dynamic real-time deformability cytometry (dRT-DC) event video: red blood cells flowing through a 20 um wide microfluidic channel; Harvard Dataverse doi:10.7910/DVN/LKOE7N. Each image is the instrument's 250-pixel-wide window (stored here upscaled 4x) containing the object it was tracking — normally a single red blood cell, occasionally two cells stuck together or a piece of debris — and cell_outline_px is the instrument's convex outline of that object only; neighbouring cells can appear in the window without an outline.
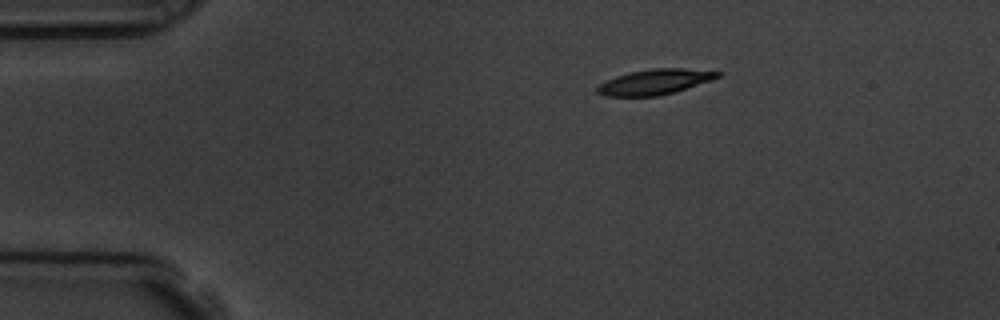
{"species": "common noctule bat (a hibernating species)", "species_latin": "Nyctalus noctula", "temperature_condition": "room temperature", "stored_images_in_passage": 45, "camera_frame_rate_fps": 3000, "um_per_image_px": 0.085, "animal": {"sex": "male", "body_mass_g": 19.5, "forearm_length_mm": 54.6}, "frame": {"image": 1, "passage_image": 1, "time_ms": 0.0, "image_size_px": [1000, 320], "cell_outline_px": [[724, 72], [720, 76], [712, 80], [660, 96], [604, 96], [596, 92], [596, 88], [600, 84], [616, 76], [628, 72], [652, 68], [684, 68]], "centroid_in_image_um": [55.67, 6.95], "position_along_channel_um": 29.3, "area_um2": 17.74}}
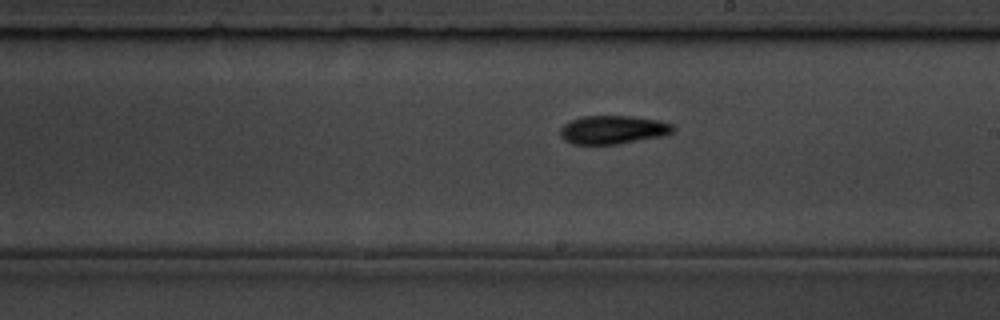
{"frame": {"image": 2, "passage_image": 22, "time_ms": 7.0, "image_size_px": [1000, 320], "cell_outline_px": [[676, 128], [672, 132], [664, 136], [616, 144], [572, 144], [564, 140], [560, 136], [560, 128], [564, 124], [572, 120], [584, 116], [632, 116], [660, 120], [672, 124]], "centroid_in_image_um": [52.12, 11.03], "position_along_channel_um": 236.9, "area_um2": 18.79}}
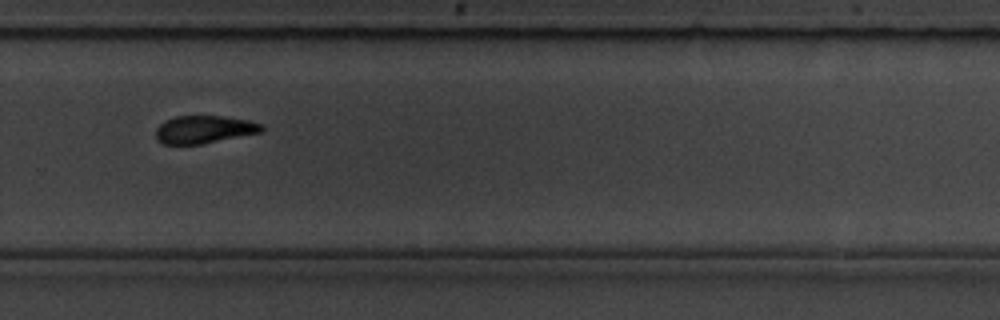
{"frame": {"image": 3, "passage_image": 28, "time_ms": 9.0, "image_size_px": [1000, 320], "cell_outline_px": [[264, 128], [260, 132], [200, 144], [164, 144], [156, 140], [156, 128], [164, 120], [176, 116], [224, 116], [248, 120], [260, 124]], "centroid_in_image_um": [17.29, 10.99], "position_along_channel_um": 312.5, "area_um2": 16.94}, "authors_computed_cell_mechanics": {"area_um2": 17.8024, "velocity_mm_per_s": 3.7931, "shape_relaxation_time_tau1_ms": 1.4165, "shape_relaxation_time_tau2_ms": 3.9654, "deformation_change_tau1": 0.1336, "deformation_change_tau2": 0.1156}}